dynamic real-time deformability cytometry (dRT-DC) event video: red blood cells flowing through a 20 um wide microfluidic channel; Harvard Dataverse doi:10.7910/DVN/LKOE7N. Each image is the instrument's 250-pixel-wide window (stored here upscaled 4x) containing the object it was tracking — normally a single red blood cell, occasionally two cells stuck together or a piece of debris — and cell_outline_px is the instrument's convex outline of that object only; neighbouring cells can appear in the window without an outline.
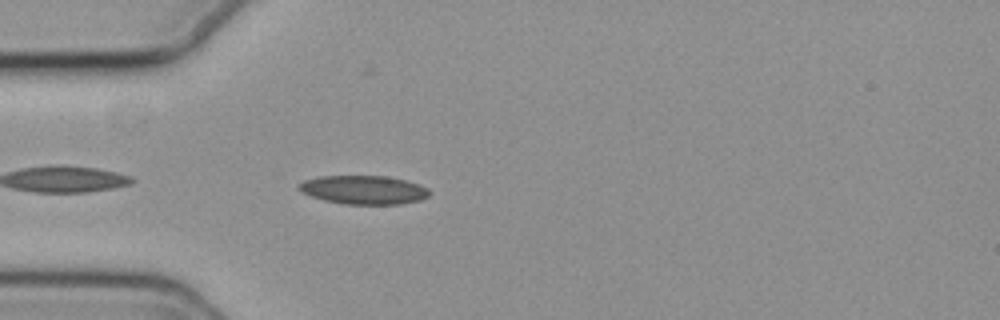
{"species": "common noctule bat (a hibernating species)", "species_latin": "Nyctalus noctula", "temperature_condition": "cold", "stored_images_in_passage": 26, "camera_frame_rate_fps": 3000, "um_per_image_px": 0.085, "animal": {"sex": "female", "body_mass_g": 19.3, "forearm_length_mm": 54.1}, "frame": {"image": 1, "passage_image": 3, "time_ms": 0.667, "image_size_px": [1000, 320], "cell_outline_px": [[432, 192], [428, 196], [420, 200], [400, 204], [344, 204], [324, 200], [300, 192], [296, 188], [296, 184], [304, 180], [320, 176], [388, 176], [420, 184], [428, 188]], "centroid_in_image_um": [30.9, 16.13], "position_along_channel_um": 54.1, "area_um2": 22.02}}
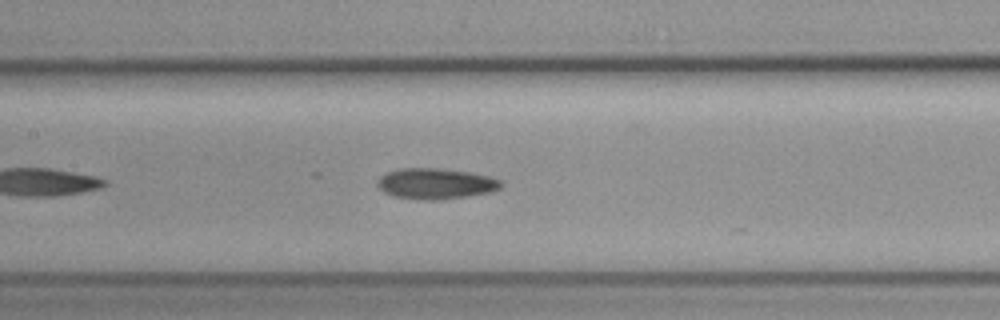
{"frame": {"image": 2, "passage_image": 13, "time_ms": 4.0, "image_size_px": [1000, 320], "cell_outline_px": [[504, 184], [500, 188], [492, 192], [468, 196], [440, 200], [420, 200], [392, 196], [384, 192], [376, 184], [376, 180], [380, 176], [388, 172], [400, 168], [440, 168], [468, 172], [488, 176], [500, 180]], "centroid_in_image_um": [37.02, 15.62], "position_along_channel_um": 170.4, "area_um2": 22.37}}
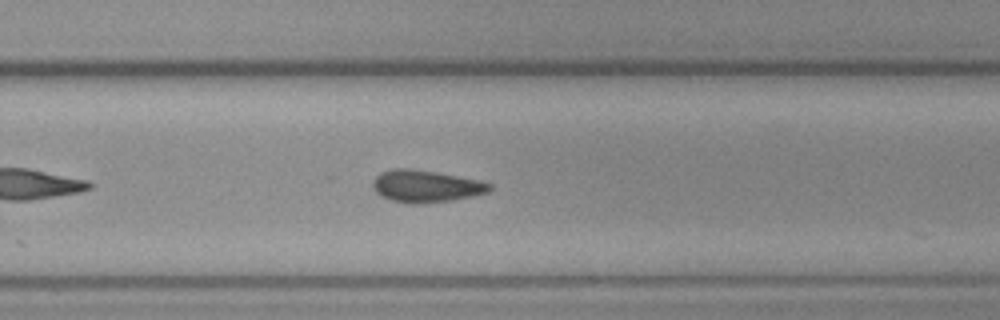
{"frame": {"image": 3, "passage_image": 23, "time_ms": 7.333, "image_size_px": [1000, 320], "cell_outline_px": [[492, 188], [488, 192], [472, 196], [452, 200], [428, 204], [408, 204], [392, 200], [380, 196], [372, 188], [372, 180], [380, 172], [392, 168], [412, 168], [436, 172], [480, 180], [492, 184]], "centroid_in_image_um": [36.17, 15.83], "position_along_channel_um": 293.6, "area_um2": 22.25}}